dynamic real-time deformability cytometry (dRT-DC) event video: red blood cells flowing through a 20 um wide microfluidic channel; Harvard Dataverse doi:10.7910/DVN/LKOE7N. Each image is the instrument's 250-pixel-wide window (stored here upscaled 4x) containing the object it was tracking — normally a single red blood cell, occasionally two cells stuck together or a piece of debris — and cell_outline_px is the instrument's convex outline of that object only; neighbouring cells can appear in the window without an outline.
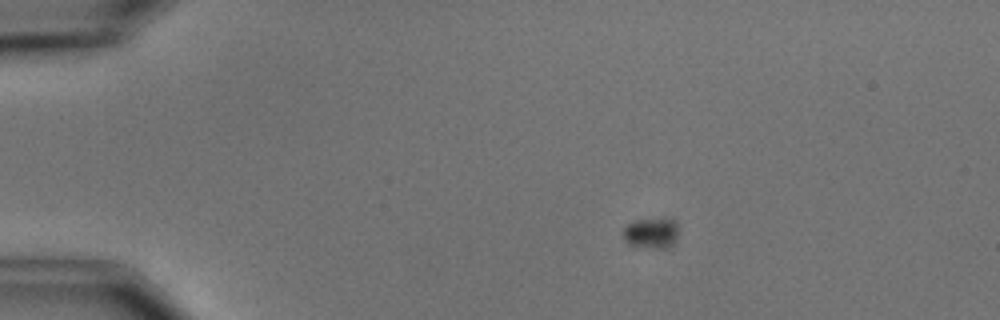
{"species": "common noctule bat (a hibernating species)", "species_latin": "Nyctalus noctula", "temperature_condition": "cold", "stored_images_in_passage": 14, "camera_frame_rate_fps": 3000, "um_per_image_px": 0.085, "animal": {"sex": "male", "body_mass_g": 15.6}, "frame": {"image": 1, "passage_image": 4, "time_ms": 3.667, "image_size_px": [1000, 320], "cell_outline_px": [[680, 228], [676, 240], [668, 248], [656, 248], [628, 244], [624, 240], [624, 228], [628, 224], [636, 220], [664, 216], [668, 216], [676, 220]], "centroid_in_image_um": [55.45, 19.75], "position_along_channel_um": 29.5, "area_um2": 10.35}}
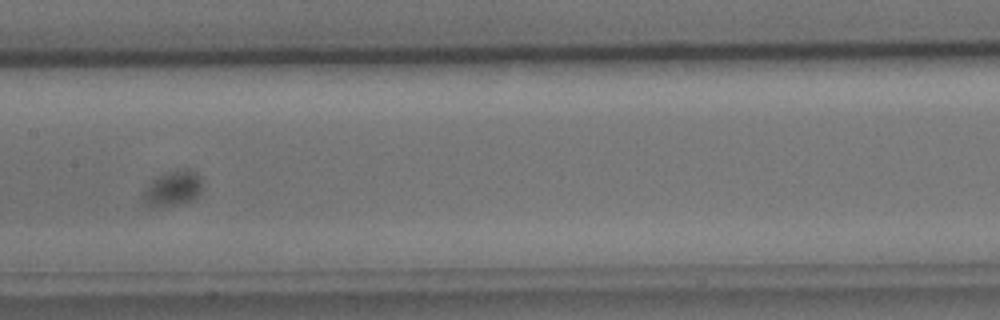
{"frame": {"image": 2, "passage_image": 9, "time_ms": 10.333, "image_size_px": [1000, 320], "cell_outline_px": [[200, 192], [192, 200], [176, 204], [152, 208], [140, 200], [144, 192], [152, 180], [168, 172], [184, 168], [188, 168], [196, 172], [200, 176]], "centroid_in_image_um": [14.66, 16.02], "position_along_channel_um": 192.7, "area_um2": 11.96}}
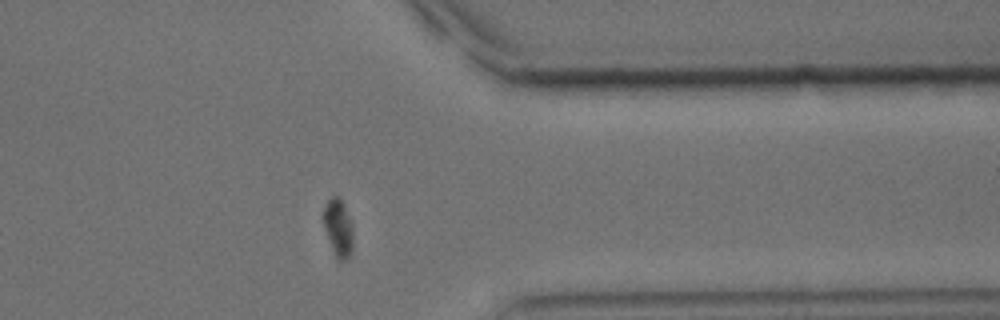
{"frame": {"image": 3, "passage_image": 14, "time_ms": 16.0, "image_size_px": [1000, 320], "cell_outline_px": [[352, 252], [348, 260], [336, 260], [320, 216], [324, 204], [332, 196], [336, 196], [340, 200], [352, 220]], "centroid_in_image_um": [28.72, 19.38], "position_along_channel_um": 382.7, "area_um2": 10.23}}